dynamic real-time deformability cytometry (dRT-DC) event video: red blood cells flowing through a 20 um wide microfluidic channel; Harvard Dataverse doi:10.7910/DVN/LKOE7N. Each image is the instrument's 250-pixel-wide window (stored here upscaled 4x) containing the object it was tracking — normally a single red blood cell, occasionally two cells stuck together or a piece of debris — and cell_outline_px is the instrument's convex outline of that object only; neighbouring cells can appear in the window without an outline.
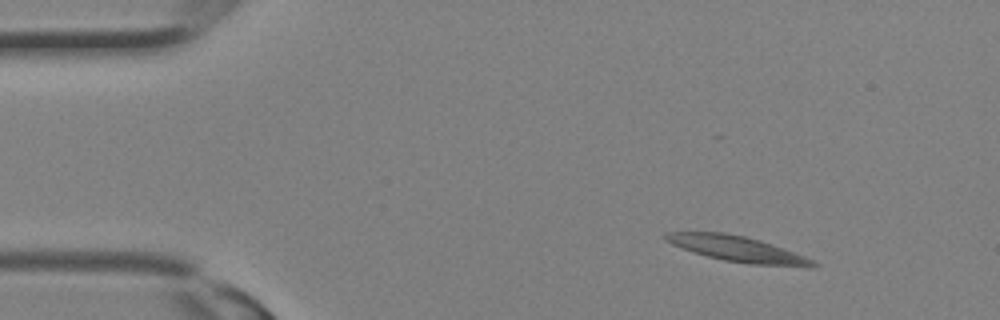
{"species": "Egyptian fruit bat (a non-hibernating species)", "species_latin": "Rousettus aegyptiacus", "temperature_condition": "room temperature", "stored_images_in_passage": 14, "camera_frame_rate_fps": 3000, "um_per_image_px": 0.085, "animal": {"sex": "female"}, "frame": {"image": 1, "passage_image": 1, "time_ms": 0.0, "image_size_px": [1000, 320], "cell_outline_px": [[820, 264], [816, 268], [808, 268], [752, 264], [724, 260], [692, 252], [672, 244], [664, 240], [664, 236], [668, 232], [724, 232], [744, 236], [760, 240], [804, 256]], "centroid_in_image_um": [62.73, 21.18], "position_along_channel_um": 22.3, "area_um2": 21.96}}
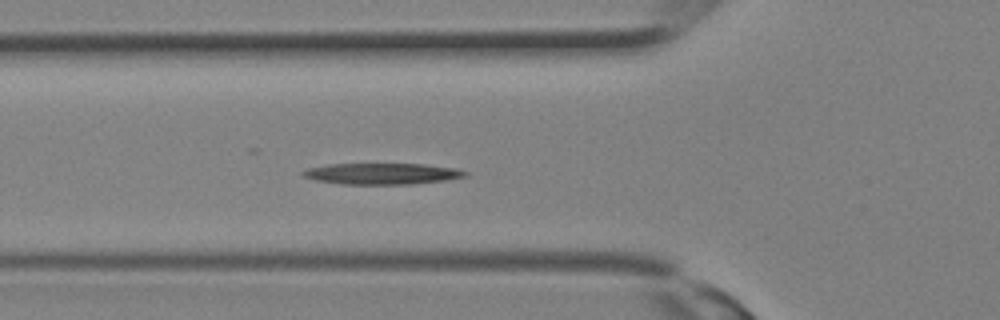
{"frame": {"image": 2, "passage_image": 8, "time_ms": 2.333, "image_size_px": [1000, 320], "cell_outline_px": [[468, 176], [444, 180], [412, 184], [340, 184], [316, 180], [304, 176], [300, 172], [308, 168], [328, 164], [424, 164], [456, 168], [468, 172]], "centroid_in_image_um": [32.48, 14.76], "position_along_channel_um": 93.3, "area_um2": 20.0}}
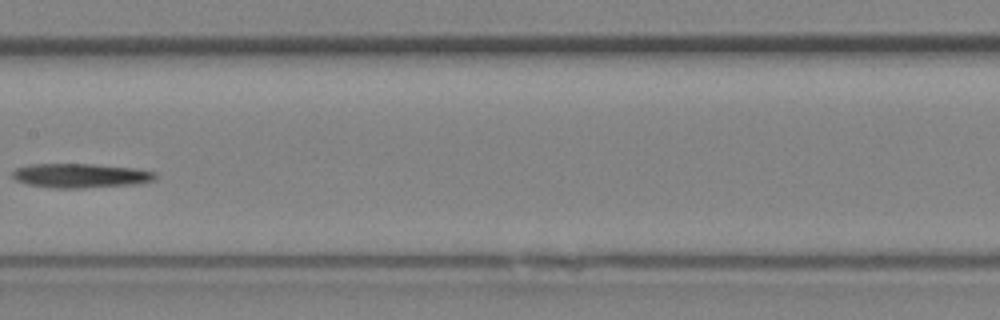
{"frame": {"image": 3, "passage_image": 13, "time_ms": 4.0, "image_size_px": [1000, 320], "cell_outline_px": [[156, 176], [152, 180], [140, 184], [80, 188], [52, 188], [28, 184], [16, 180], [12, 176], [12, 172], [16, 168], [28, 164], [92, 164], [136, 168], [156, 172]], "centroid_in_image_um": [6.85, 14.93], "position_along_channel_um": 200.6, "area_um2": 20.29}}